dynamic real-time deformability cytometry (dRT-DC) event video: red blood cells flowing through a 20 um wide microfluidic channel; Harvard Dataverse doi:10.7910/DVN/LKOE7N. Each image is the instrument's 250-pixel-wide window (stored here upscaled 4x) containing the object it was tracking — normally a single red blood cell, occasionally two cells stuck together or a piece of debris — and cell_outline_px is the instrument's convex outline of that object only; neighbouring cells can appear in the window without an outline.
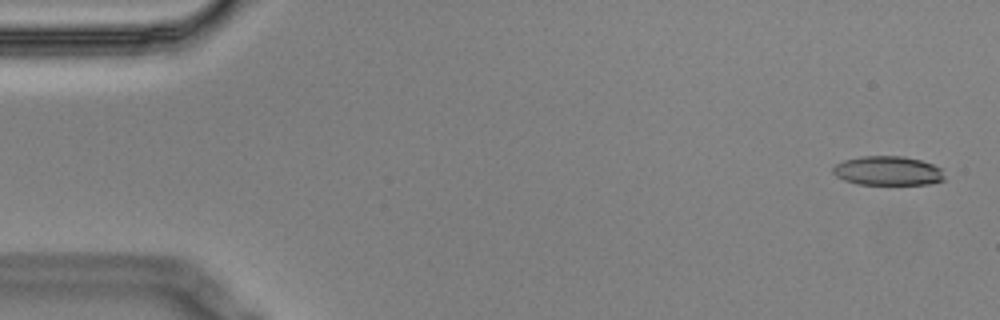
{"species": "Egyptian fruit bat (a non-hibernating species)", "species_latin": "Rousettus aegyptiacus", "temperature_condition": "cold", "stored_images_in_passage": 4, "camera_frame_rate_fps": 3000, "um_per_image_px": 0.085, "animal": {"sex": "male"}, "frame": {"image": 1, "passage_image": 1, "time_ms": 0.0, "image_size_px": [1000, 320], "cell_outline_px": [[944, 180], [928, 184], [856, 184], [844, 180], [836, 176], [832, 172], [832, 168], [836, 164], [844, 160], [864, 156], [904, 156], [920, 160], [932, 164], [940, 168], [944, 176]], "centroid_in_image_um": [75.44, 14.52], "position_along_channel_um": 9.6, "area_um2": 18.9}}
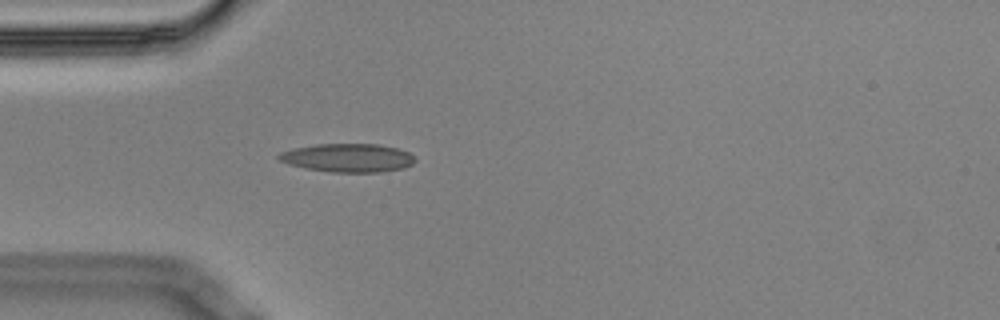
{"frame": {"image": 2, "passage_image": 4, "time_ms": 1.0, "image_size_px": [1000, 320], "cell_outline_px": [[416, 160], [412, 164], [404, 168], [380, 172], [332, 172], [304, 168], [288, 164], [280, 160], [276, 156], [280, 152], [292, 148], [316, 144], [380, 144], [396, 148], [408, 152]], "centroid_in_image_um": [29.54, 13.41], "position_along_channel_um": 55.5, "area_um2": 22.66}}